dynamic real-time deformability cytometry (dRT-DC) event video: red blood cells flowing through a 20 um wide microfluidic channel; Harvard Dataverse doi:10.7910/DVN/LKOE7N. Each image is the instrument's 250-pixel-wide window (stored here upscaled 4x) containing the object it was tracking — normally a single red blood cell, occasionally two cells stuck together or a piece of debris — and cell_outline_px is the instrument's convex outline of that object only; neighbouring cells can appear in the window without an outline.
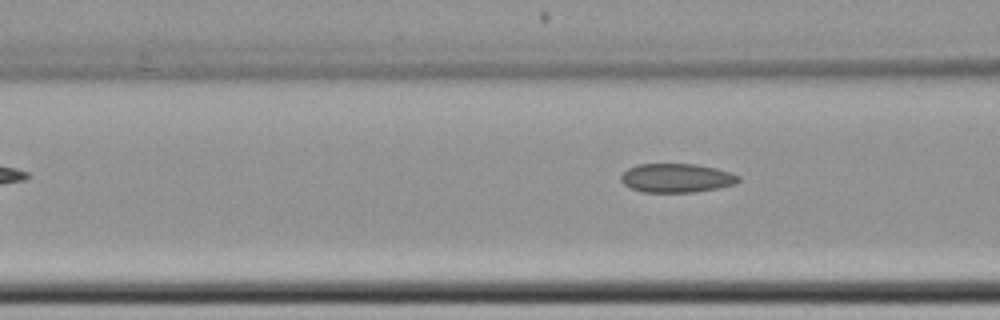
{"species": "common noctule bat (a hibernating species)", "species_latin": "Nyctalus noctula", "temperature_condition": "cold", "stored_images_in_passage": 5, "camera_frame_rate_fps": 3000, "um_per_image_px": 0.085, "animal": {"sex": "female", "body_mass_g": 22.7, "forearm_length_mm": 54.2}, "frame": {"image": 1, "passage_image": 5, "time_ms": 5.0, "image_size_px": [1000, 320], "cell_outline_px": [[740, 180], [736, 184], [696, 192], [644, 192], [632, 188], [624, 184], [620, 180], [620, 176], [628, 168], [636, 164], [696, 164], [716, 168], [732, 172], [740, 176]], "centroid_in_image_um": [57.53, 15.12], "position_along_channel_um": 109.1, "area_um2": 19.88}}